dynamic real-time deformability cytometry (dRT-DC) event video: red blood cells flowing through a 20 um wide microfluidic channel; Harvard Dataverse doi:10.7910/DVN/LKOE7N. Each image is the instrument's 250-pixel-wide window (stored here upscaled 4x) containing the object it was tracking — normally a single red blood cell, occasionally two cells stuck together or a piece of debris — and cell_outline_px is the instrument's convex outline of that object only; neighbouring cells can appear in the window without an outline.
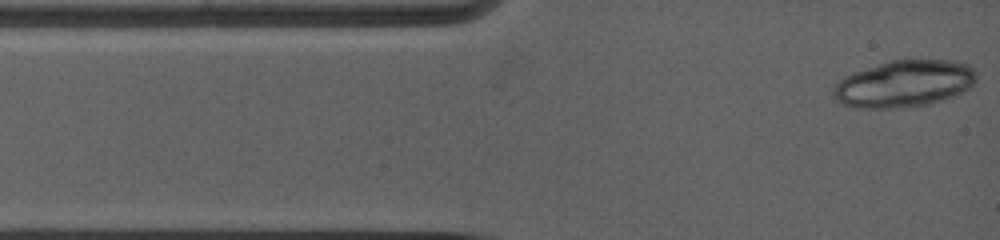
{"species": "common noctule bat (a hibernating species)", "species_latin": "Nyctalus noctula", "temperature_condition": "warm", "stored_images_in_passage": 5, "camera_frame_rate_fps": 5000, "um_per_image_px": 0.085, "animal": {"sex": "female", "body_mass_g": 19.0, "forearm_length_mm": 53.3}, "frame": {"image": 1, "passage_image": 1, "time_ms": 0.0, "image_size_px": [1000, 240], "cell_outline_px": [[976, 76], [972, 84], [960, 92], [924, 104], [844, 104], [836, 96], [836, 84], [844, 76], [852, 72], [892, 60], [956, 60], [968, 64], [976, 72]], "centroid_in_image_um": [76.94, 6.99], "position_along_channel_um": 8.1, "area_um2": 36.3}}